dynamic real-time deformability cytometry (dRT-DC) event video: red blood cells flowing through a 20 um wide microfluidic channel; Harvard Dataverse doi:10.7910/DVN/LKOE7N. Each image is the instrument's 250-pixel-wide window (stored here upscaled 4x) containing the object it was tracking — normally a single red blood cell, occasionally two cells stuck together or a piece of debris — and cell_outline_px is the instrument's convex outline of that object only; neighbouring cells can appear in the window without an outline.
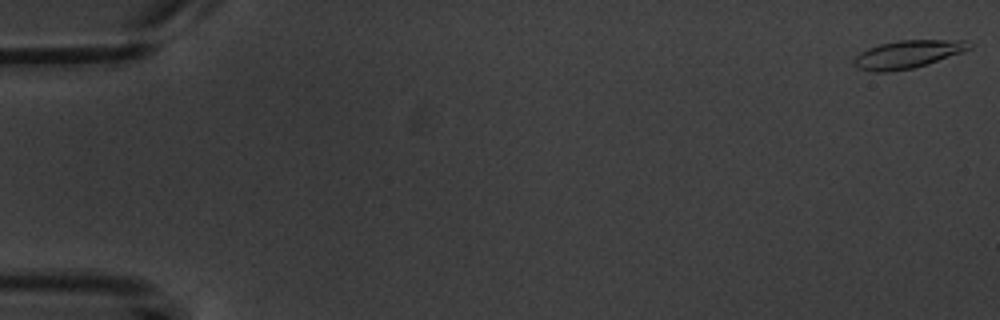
{"species": "common noctule bat (a hibernating species)", "species_latin": "Nyctalus noctula", "temperature_condition": "warm", "stored_images_in_passage": 5, "camera_frame_rate_fps": 3000, "um_per_image_px": 0.085, "animal": {"sex": "male", "body_mass_g": 20.1, "forearm_length_mm": 53.5}, "frame": {"image": 1, "passage_image": 1, "time_ms": 0.0, "image_size_px": [1000, 320], "cell_outline_px": [[972, 48], [964, 52], [928, 64], [912, 68], [888, 72], [872, 72], [856, 68], [852, 64], [852, 60], [860, 52], [868, 48], [880, 44], [896, 40], [968, 40], [972, 44]], "centroid_in_image_um": [77.15, 4.61], "position_along_channel_um": 7.9, "area_um2": 19.07}}
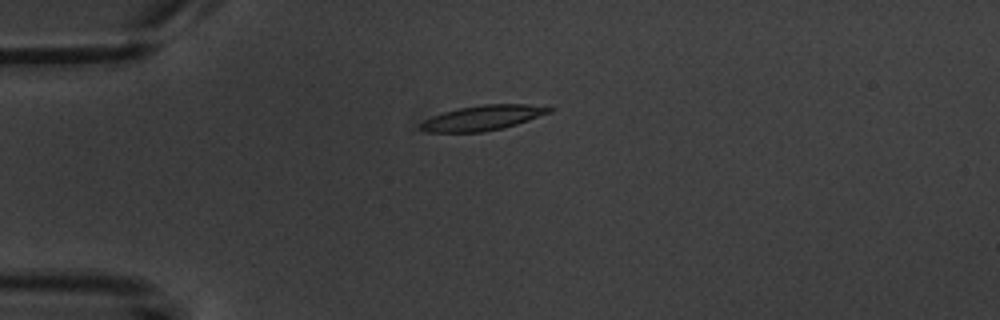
{"frame": {"image": 2, "passage_image": 5, "time_ms": 4.667, "image_size_px": [1000, 320], "cell_outline_px": [[556, 108], [552, 112], [504, 128], [484, 132], [424, 132], [420, 128], [420, 124], [424, 120], [432, 116], [456, 108], [484, 104], [528, 104]], "centroid_in_image_um": [41.04, 10.01], "position_along_channel_um": 44.0, "area_um2": 18.84}}